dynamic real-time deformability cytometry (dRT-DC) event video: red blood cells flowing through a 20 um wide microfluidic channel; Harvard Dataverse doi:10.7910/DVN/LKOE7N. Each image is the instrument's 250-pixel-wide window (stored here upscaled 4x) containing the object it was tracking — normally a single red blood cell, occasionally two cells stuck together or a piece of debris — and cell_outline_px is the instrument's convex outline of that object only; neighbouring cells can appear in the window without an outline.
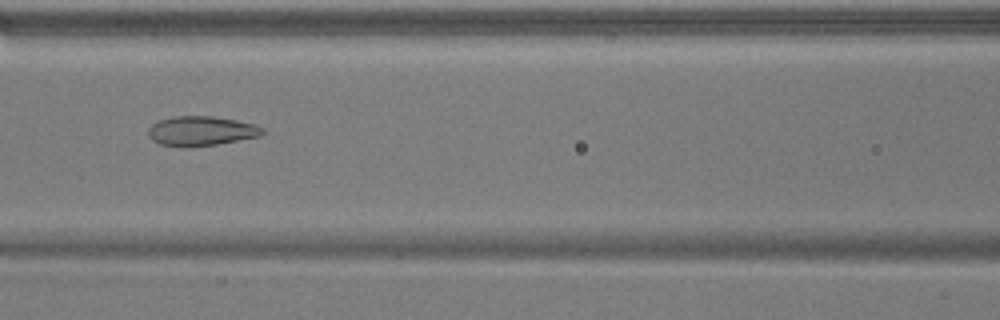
{"species": "common noctule bat (a hibernating species)", "species_latin": "Nyctalus noctula", "temperature_condition": "warm", "stored_images_in_passage": 52, "camera_frame_rate_fps": 3000, "um_per_image_px": 0.085, "animal": {"sex": "male", "body_mass_g": 17.9}, "frame": {"image": 1, "passage_image": 23, "time_ms": 7.333, "image_size_px": [1000, 320], "cell_outline_px": [[264, 132], [260, 136], [216, 144], [192, 148], [184, 148], [160, 144], [152, 140], [148, 136], [148, 128], [152, 124], [160, 120], [172, 116], [212, 116], [236, 120], [256, 124], [264, 128]], "centroid_in_image_um": [17.08, 11.14], "position_along_channel_um": 149.5, "area_um2": 19.94}}
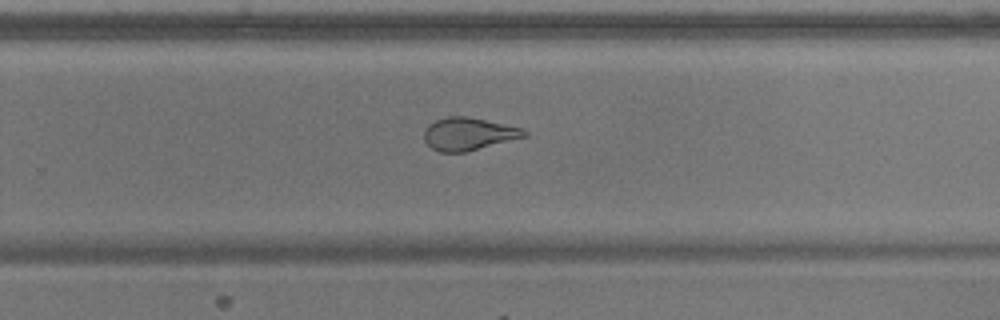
{"frame": {"image": 2, "passage_image": 34, "time_ms": 11.0, "image_size_px": [1000, 320], "cell_outline_px": [[528, 136], [464, 152], [440, 152], [432, 148], [424, 140], [424, 128], [428, 124], [436, 120], [448, 116], [468, 116], [520, 128], [528, 132]], "centroid_in_image_um": [39.79, 11.38], "position_along_channel_um": 290.0, "area_um2": 18.9}}
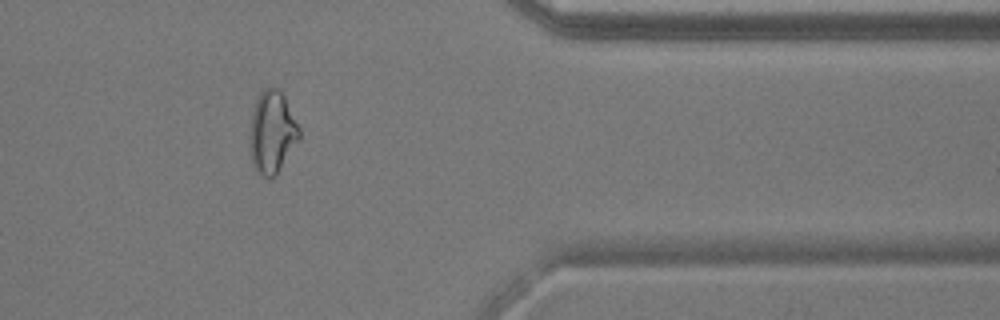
{"frame": {"image": 3, "passage_image": 43, "time_ms": 14.0, "image_size_px": [1000, 320], "cell_outline_px": [[300, 140], [276, 176], [272, 180], [268, 180], [260, 176], [256, 172], [252, 164], [248, 144], [248, 136], [252, 112], [256, 100], [260, 92], [268, 84], [272, 84], [280, 88], [300, 128]], "centroid_in_image_um": [23.11, 11.26], "position_along_channel_um": 388.3, "area_um2": 24.85}, "authors_computed_cell_mechanics": {"area_um2": 24.3627, "velocity_mm_per_s": 3.8373, "shape_relaxation_time_tau1_ms": 7.8748, "shape_relaxation_time_tau2_ms": 1.1608, "deformation_change_tau1": 0.2157, "deformation_change_tau2": 0.0792}}